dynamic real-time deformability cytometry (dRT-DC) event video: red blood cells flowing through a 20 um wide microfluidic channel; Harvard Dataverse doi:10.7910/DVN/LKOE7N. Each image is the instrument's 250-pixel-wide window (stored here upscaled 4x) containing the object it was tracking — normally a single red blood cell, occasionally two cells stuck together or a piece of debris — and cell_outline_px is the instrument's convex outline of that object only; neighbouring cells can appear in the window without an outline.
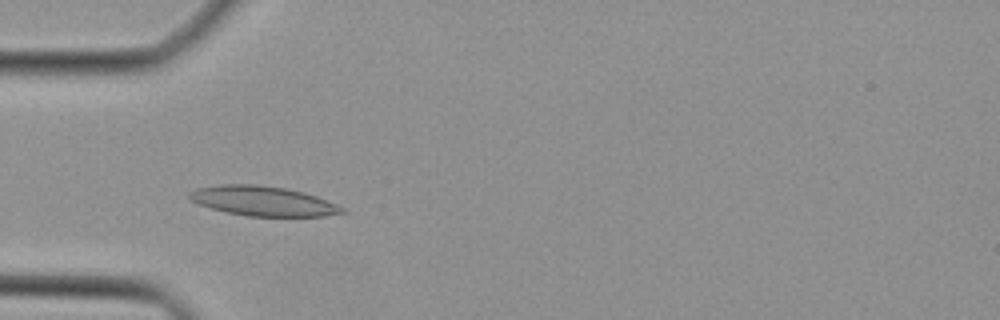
{"species": "Egyptian fruit bat (a non-hibernating species)", "species_latin": "Rousettus aegyptiacus", "temperature_condition": "cold", "stored_images_in_passage": 42, "camera_frame_rate_fps": 3000, "um_per_image_px": 0.085, "animal": {"sex": "female"}, "frame": {"image": 1, "passage_image": 11, "time_ms": 3.333, "image_size_px": [1000, 320], "cell_outline_px": [[348, 212], [324, 216], [248, 216], [228, 212], [212, 208], [200, 204], [192, 200], [188, 196], [188, 192], [196, 188], [220, 184], [256, 184], [284, 188], [304, 192], [316, 196], [336, 204], [344, 208]], "centroid_in_image_um": [22.36, 17.08], "position_along_channel_um": 62.6, "area_um2": 26.3}}
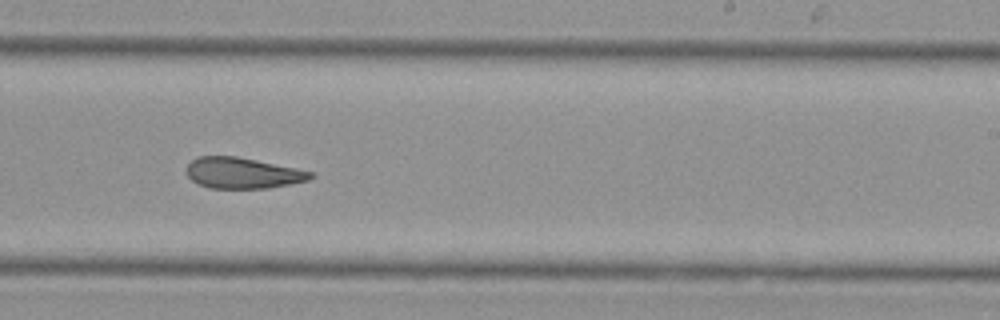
{"frame": {"image": 2, "passage_image": 25, "time_ms": 8.0, "image_size_px": [1000, 320], "cell_outline_px": [[316, 176], [308, 180], [268, 188], [208, 188], [192, 180], [188, 176], [188, 164], [196, 156], [236, 156], [296, 168], [312, 172]], "centroid_in_image_um": [20.63, 14.7], "position_along_channel_um": 268.4, "area_um2": 22.14}}
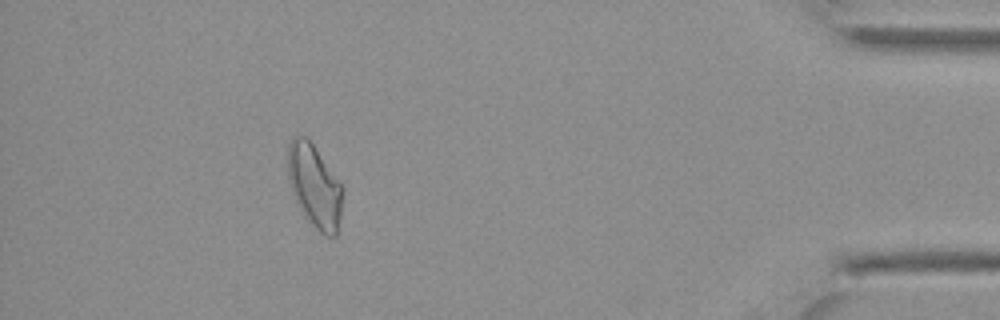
{"frame": {"image": 3, "passage_image": 38, "time_ms": 12.333, "image_size_px": [1000, 320], "cell_outline_px": [[344, 196], [336, 236], [328, 236], [320, 232], [304, 216], [292, 192], [288, 180], [288, 144], [292, 136], [304, 136], [312, 144], [344, 188]], "centroid_in_image_um": [26.74, 15.82], "position_along_channel_um": 408.5, "area_um2": 26.3}}